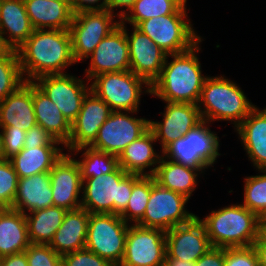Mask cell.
<instances>
[{
  "mask_svg": "<svg viewBox=\"0 0 266 266\" xmlns=\"http://www.w3.org/2000/svg\"><path fill=\"white\" fill-rule=\"evenodd\" d=\"M16 52L25 81L47 74H65L67 67L76 64L69 29H34Z\"/></svg>",
  "mask_w": 266,
  "mask_h": 266,
  "instance_id": "obj_1",
  "label": "cell"
},
{
  "mask_svg": "<svg viewBox=\"0 0 266 266\" xmlns=\"http://www.w3.org/2000/svg\"><path fill=\"white\" fill-rule=\"evenodd\" d=\"M202 38L189 50L167 54L160 76L151 84V94L164 102L198 104L205 79L197 54ZM197 53V54H196ZM171 57V62L167 59Z\"/></svg>",
  "mask_w": 266,
  "mask_h": 266,
  "instance_id": "obj_2",
  "label": "cell"
},
{
  "mask_svg": "<svg viewBox=\"0 0 266 266\" xmlns=\"http://www.w3.org/2000/svg\"><path fill=\"white\" fill-rule=\"evenodd\" d=\"M203 223L212 247H250L259 237V217L242 204L212 210Z\"/></svg>",
  "mask_w": 266,
  "mask_h": 266,
  "instance_id": "obj_3",
  "label": "cell"
},
{
  "mask_svg": "<svg viewBox=\"0 0 266 266\" xmlns=\"http://www.w3.org/2000/svg\"><path fill=\"white\" fill-rule=\"evenodd\" d=\"M197 106L203 121H231L236 129L256 105L237 83L220 75L205 79Z\"/></svg>",
  "mask_w": 266,
  "mask_h": 266,
  "instance_id": "obj_4",
  "label": "cell"
},
{
  "mask_svg": "<svg viewBox=\"0 0 266 266\" xmlns=\"http://www.w3.org/2000/svg\"><path fill=\"white\" fill-rule=\"evenodd\" d=\"M141 177L118 166L111 173L83 180L81 208L88 213L120 215L128 205L133 185Z\"/></svg>",
  "mask_w": 266,
  "mask_h": 266,
  "instance_id": "obj_5",
  "label": "cell"
},
{
  "mask_svg": "<svg viewBox=\"0 0 266 266\" xmlns=\"http://www.w3.org/2000/svg\"><path fill=\"white\" fill-rule=\"evenodd\" d=\"M186 5L183 3L173 14L141 21L135 27L167 54L189 50L202 37L193 28Z\"/></svg>",
  "mask_w": 266,
  "mask_h": 266,
  "instance_id": "obj_6",
  "label": "cell"
},
{
  "mask_svg": "<svg viewBox=\"0 0 266 266\" xmlns=\"http://www.w3.org/2000/svg\"><path fill=\"white\" fill-rule=\"evenodd\" d=\"M209 124L202 121L186 135L173 141L162 151L163 157L204 172L213 167L221 155L220 140L216 132L211 131Z\"/></svg>",
  "mask_w": 266,
  "mask_h": 266,
  "instance_id": "obj_7",
  "label": "cell"
},
{
  "mask_svg": "<svg viewBox=\"0 0 266 266\" xmlns=\"http://www.w3.org/2000/svg\"><path fill=\"white\" fill-rule=\"evenodd\" d=\"M90 83L91 91L112 111L138 112L142 93L151 94V85L130 70L100 74Z\"/></svg>",
  "mask_w": 266,
  "mask_h": 266,
  "instance_id": "obj_8",
  "label": "cell"
},
{
  "mask_svg": "<svg viewBox=\"0 0 266 266\" xmlns=\"http://www.w3.org/2000/svg\"><path fill=\"white\" fill-rule=\"evenodd\" d=\"M118 214L89 213L85 248L119 266L125 252L129 228Z\"/></svg>",
  "mask_w": 266,
  "mask_h": 266,
  "instance_id": "obj_9",
  "label": "cell"
},
{
  "mask_svg": "<svg viewBox=\"0 0 266 266\" xmlns=\"http://www.w3.org/2000/svg\"><path fill=\"white\" fill-rule=\"evenodd\" d=\"M117 13L109 9L74 13L69 32L76 63L85 62L102 39L119 25L120 19H115Z\"/></svg>",
  "mask_w": 266,
  "mask_h": 266,
  "instance_id": "obj_10",
  "label": "cell"
},
{
  "mask_svg": "<svg viewBox=\"0 0 266 266\" xmlns=\"http://www.w3.org/2000/svg\"><path fill=\"white\" fill-rule=\"evenodd\" d=\"M188 201L184 195L154 182L143 218L137 224L164 231L186 224L196 216L187 211L185 205Z\"/></svg>",
  "mask_w": 266,
  "mask_h": 266,
  "instance_id": "obj_11",
  "label": "cell"
},
{
  "mask_svg": "<svg viewBox=\"0 0 266 266\" xmlns=\"http://www.w3.org/2000/svg\"><path fill=\"white\" fill-rule=\"evenodd\" d=\"M130 113L133 115L137 112L112 111L90 147L118 157L131 142L149 130V119L136 118Z\"/></svg>",
  "mask_w": 266,
  "mask_h": 266,
  "instance_id": "obj_12",
  "label": "cell"
},
{
  "mask_svg": "<svg viewBox=\"0 0 266 266\" xmlns=\"http://www.w3.org/2000/svg\"><path fill=\"white\" fill-rule=\"evenodd\" d=\"M166 231L130 224L119 266H164Z\"/></svg>",
  "mask_w": 266,
  "mask_h": 266,
  "instance_id": "obj_13",
  "label": "cell"
},
{
  "mask_svg": "<svg viewBox=\"0 0 266 266\" xmlns=\"http://www.w3.org/2000/svg\"><path fill=\"white\" fill-rule=\"evenodd\" d=\"M32 82L56 104L70 124L76 119L85 96L91 91L89 81L86 83L68 73L47 74Z\"/></svg>",
  "mask_w": 266,
  "mask_h": 266,
  "instance_id": "obj_14",
  "label": "cell"
},
{
  "mask_svg": "<svg viewBox=\"0 0 266 266\" xmlns=\"http://www.w3.org/2000/svg\"><path fill=\"white\" fill-rule=\"evenodd\" d=\"M88 58L91 60L88 69H85V76L89 81L100 74L129 71L130 56L125 24L119 23Z\"/></svg>",
  "mask_w": 266,
  "mask_h": 266,
  "instance_id": "obj_15",
  "label": "cell"
},
{
  "mask_svg": "<svg viewBox=\"0 0 266 266\" xmlns=\"http://www.w3.org/2000/svg\"><path fill=\"white\" fill-rule=\"evenodd\" d=\"M162 121H149V129L160 143L162 151L173 141L186 135L203 120L196 104L165 102Z\"/></svg>",
  "mask_w": 266,
  "mask_h": 266,
  "instance_id": "obj_16",
  "label": "cell"
},
{
  "mask_svg": "<svg viewBox=\"0 0 266 266\" xmlns=\"http://www.w3.org/2000/svg\"><path fill=\"white\" fill-rule=\"evenodd\" d=\"M75 158L69 153H64L49 172L53 206L67 211L81 208V171Z\"/></svg>",
  "mask_w": 266,
  "mask_h": 266,
  "instance_id": "obj_17",
  "label": "cell"
},
{
  "mask_svg": "<svg viewBox=\"0 0 266 266\" xmlns=\"http://www.w3.org/2000/svg\"><path fill=\"white\" fill-rule=\"evenodd\" d=\"M211 247L205 227L197 215L190 222L166 231V255L169 258L196 262Z\"/></svg>",
  "mask_w": 266,
  "mask_h": 266,
  "instance_id": "obj_18",
  "label": "cell"
},
{
  "mask_svg": "<svg viewBox=\"0 0 266 266\" xmlns=\"http://www.w3.org/2000/svg\"><path fill=\"white\" fill-rule=\"evenodd\" d=\"M126 28L125 24L130 71L151 85L160 76L167 53L135 26H132L133 31L130 35Z\"/></svg>",
  "mask_w": 266,
  "mask_h": 266,
  "instance_id": "obj_19",
  "label": "cell"
},
{
  "mask_svg": "<svg viewBox=\"0 0 266 266\" xmlns=\"http://www.w3.org/2000/svg\"><path fill=\"white\" fill-rule=\"evenodd\" d=\"M111 112L109 105L90 91L83 100L79 114L71 123L70 139L64 148L70 152L82 146H90Z\"/></svg>",
  "mask_w": 266,
  "mask_h": 266,
  "instance_id": "obj_20",
  "label": "cell"
},
{
  "mask_svg": "<svg viewBox=\"0 0 266 266\" xmlns=\"http://www.w3.org/2000/svg\"><path fill=\"white\" fill-rule=\"evenodd\" d=\"M33 31L23 0H0V37L7 49H18Z\"/></svg>",
  "mask_w": 266,
  "mask_h": 266,
  "instance_id": "obj_21",
  "label": "cell"
},
{
  "mask_svg": "<svg viewBox=\"0 0 266 266\" xmlns=\"http://www.w3.org/2000/svg\"><path fill=\"white\" fill-rule=\"evenodd\" d=\"M256 170H266V107H254L235 129Z\"/></svg>",
  "mask_w": 266,
  "mask_h": 266,
  "instance_id": "obj_22",
  "label": "cell"
},
{
  "mask_svg": "<svg viewBox=\"0 0 266 266\" xmlns=\"http://www.w3.org/2000/svg\"><path fill=\"white\" fill-rule=\"evenodd\" d=\"M37 125L32 99V81H25L0 102V127L15 126L27 132Z\"/></svg>",
  "mask_w": 266,
  "mask_h": 266,
  "instance_id": "obj_23",
  "label": "cell"
},
{
  "mask_svg": "<svg viewBox=\"0 0 266 266\" xmlns=\"http://www.w3.org/2000/svg\"><path fill=\"white\" fill-rule=\"evenodd\" d=\"M155 142H157V140L155 139L153 132L149 129L137 140L131 142L121 152L118 156L119 166L125 172L131 174L153 176L160 159L163 156L155 151L153 147ZM146 169H149V171Z\"/></svg>",
  "mask_w": 266,
  "mask_h": 266,
  "instance_id": "obj_24",
  "label": "cell"
},
{
  "mask_svg": "<svg viewBox=\"0 0 266 266\" xmlns=\"http://www.w3.org/2000/svg\"><path fill=\"white\" fill-rule=\"evenodd\" d=\"M53 206V192L49 173L19 178L12 209L23 214Z\"/></svg>",
  "mask_w": 266,
  "mask_h": 266,
  "instance_id": "obj_25",
  "label": "cell"
},
{
  "mask_svg": "<svg viewBox=\"0 0 266 266\" xmlns=\"http://www.w3.org/2000/svg\"><path fill=\"white\" fill-rule=\"evenodd\" d=\"M24 2L34 29H69L74 15L71 1L25 0Z\"/></svg>",
  "mask_w": 266,
  "mask_h": 266,
  "instance_id": "obj_26",
  "label": "cell"
},
{
  "mask_svg": "<svg viewBox=\"0 0 266 266\" xmlns=\"http://www.w3.org/2000/svg\"><path fill=\"white\" fill-rule=\"evenodd\" d=\"M89 213L79 208L67 211L50 247L60 256L85 248Z\"/></svg>",
  "mask_w": 266,
  "mask_h": 266,
  "instance_id": "obj_27",
  "label": "cell"
},
{
  "mask_svg": "<svg viewBox=\"0 0 266 266\" xmlns=\"http://www.w3.org/2000/svg\"><path fill=\"white\" fill-rule=\"evenodd\" d=\"M32 99L37 125L43 127L64 148L70 139L71 124L56 104L33 82Z\"/></svg>",
  "mask_w": 266,
  "mask_h": 266,
  "instance_id": "obj_28",
  "label": "cell"
},
{
  "mask_svg": "<svg viewBox=\"0 0 266 266\" xmlns=\"http://www.w3.org/2000/svg\"><path fill=\"white\" fill-rule=\"evenodd\" d=\"M63 150L60 146H24L9 160L18 177L25 178L39 173H49L64 154Z\"/></svg>",
  "mask_w": 266,
  "mask_h": 266,
  "instance_id": "obj_29",
  "label": "cell"
},
{
  "mask_svg": "<svg viewBox=\"0 0 266 266\" xmlns=\"http://www.w3.org/2000/svg\"><path fill=\"white\" fill-rule=\"evenodd\" d=\"M201 173H204L202 169L187 167L162 156L153 177L162 187L190 199L197 187V177Z\"/></svg>",
  "mask_w": 266,
  "mask_h": 266,
  "instance_id": "obj_30",
  "label": "cell"
},
{
  "mask_svg": "<svg viewBox=\"0 0 266 266\" xmlns=\"http://www.w3.org/2000/svg\"><path fill=\"white\" fill-rule=\"evenodd\" d=\"M30 244L25 214L5 208L0 213V258L24 252Z\"/></svg>",
  "mask_w": 266,
  "mask_h": 266,
  "instance_id": "obj_31",
  "label": "cell"
},
{
  "mask_svg": "<svg viewBox=\"0 0 266 266\" xmlns=\"http://www.w3.org/2000/svg\"><path fill=\"white\" fill-rule=\"evenodd\" d=\"M66 212L64 208L52 206L25 214L30 243L50 244Z\"/></svg>",
  "mask_w": 266,
  "mask_h": 266,
  "instance_id": "obj_32",
  "label": "cell"
},
{
  "mask_svg": "<svg viewBox=\"0 0 266 266\" xmlns=\"http://www.w3.org/2000/svg\"><path fill=\"white\" fill-rule=\"evenodd\" d=\"M82 151L81 159L76 160L80 167L82 181L87 178H96L111 173L119 166L117 156L98 151L90 146L76 148L70 151L69 154L76 156Z\"/></svg>",
  "mask_w": 266,
  "mask_h": 266,
  "instance_id": "obj_33",
  "label": "cell"
},
{
  "mask_svg": "<svg viewBox=\"0 0 266 266\" xmlns=\"http://www.w3.org/2000/svg\"><path fill=\"white\" fill-rule=\"evenodd\" d=\"M184 2L182 0H136L120 18V23L136 26L147 19L173 14Z\"/></svg>",
  "mask_w": 266,
  "mask_h": 266,
  "instance_id": "obj_34",
  "label": "cell"
},
{
  "mask_svg": "<svg viewBox=\"0 0 266 266\" xmlns=\"http://www.w3.org/2000/svg\"><path fill=\"white\" fill-rule=\"evenodd\" d=\"M24 83L17 52L7 49L0 55V102Z\"/></svg>",
  "mask_w": 266,
  "mask_h": 266,
  "instance_id": "obj_35",
  "label": "cell"
},
{
  "mask_svg": "<svg viewBox=\"0 0 266 266\" xmlns=\"http://www.w3.org/2000/svg\"><path fill=\"white\" fill-rule=\"evenodd\" d=\"M154 182L153 176H142L133 185L128 205L119 215L126 223L137 224L143 218Z\"/></svg>",
  "mask_w": 266,
  "mask_h": 266,
  "instance_id": "obj_36",
  "label": "cell"
},
{
  "mask_svg": "<svg viewBox=\"0 0 266 266\" xmlns=\"http://www.w3.org/2000/svg\"><path fill=\"white\" fill-rule=\"evenodd\" d=\"M260 175L244 178V199L242 205L259 218L266 212V170Z\"/></svg>",
  "mask_w": 266,
  "mask_h": 266,
  "instance_id": "obj_37",
  "label": "cell"
},
{
  "mask_svg": "<svg viewBox=\"0 0 266 266\" xmlns=\"http://www.w3.org/2000/svg\"><path fill=\"white\" fill-rule=\"evenodd\" d=\"M19 177L10 160L0 161V203L11 208L16 196Z\"/></svg>",
  "mask_w": 266,
  "mask_h": 266,
  "instance_id": "obj_38",
  "label": "cell"
},
{
  "mask_svg": "<svg viewBox=\"0 0 266 266\" xmlns=\"http://www.w3.org/2000/svg\"><path fill=\"white\" fill-rule=\"evenodd\" d=\"M28 266H62V256L49 244H30L25 250Z\"/></svg>",
  "mask_w": 266,
  "mask_h": 266,
  "instance_id": "obj_39",
  "label": "cell"
},
{
  "mask_svg": "<svg viewBox=\"0 0 266 266\" xmlns=\"http://www.w3.org/2000/svg\"><path fill=\"white\" fill-rule=\"evenodd\" d=\"M5 159H11L25 146L26 132L18 127H0Z\"/></svg>",
  "mask_w": 266,
  "mask_h": 266,
  "instance_id": "obj_40",
  "label": "cell"
},
{
  "mask_svg": "<svg viewBox=\"0 0 266 266\" xmlns=\"http://www.w3.org/2000/svg\"><path fill=\"white\" fill-rule=\"evenodd\" d=\"M62 266H113L87 248L79 249L62 256Z\"/></svg>",
  "mask_w": 266,
  "mask_h": 266,
  "instance_id": "obj_41",
  "label": "cell"
},
{
  "mask_svg": "<svg viewBox=\"0 0 266 266\" xmlns=\"http://www.w3.org/2000/svg\"><path fill=\"white\" fill-rule=\"evenodd\" d=\"M258 258L252 246L225 248L224 266H258Z\"/></svg>",
  "mask_w": 266,
  "mask_h": 266,
  "instance_id": "obj_42",
  "label": "cell"
},
{
  "mask_svg": "<svg viewBox=\"0 0 266 266\" xmlns=\"http://www.w3.org/2000/svg\"><path fill=\"white\" fill-rule=\"evenodd\" d=\"M25 146H58L61 143L54 138L40 125H35L26 132Z\"/></svg>",
  "mask_w": 266,
  "mask_h": 266,
  "instance_id": "obj_43",
  "label": "cell"
},
{
  "mask_svg": "<svg viewBox=\"0 0 266 266\" xmlns=\"http://www.w3.org/2000/svg\"><path fill=\"white\" fill-rule=\"evenodd\" d=\"M225 248L211 247L196 262L195 266H224Z\"/></svg>",
  "mask_w": 266,
  "mask_h": 266,
  "instance_id": "obj_44",
  "label": "cell"
},
{
  "mask_svg": "<svg viewBox=\"0 0 266 266\" xmlns=\"http://www.w3.org/2000/svg\"><path fill=\"white\" fill-rule=\"evenodd\" d=\"M71 7L74 13L80 11L106 10L107 0H71Z\"/></svg>",
  "mask_w": 266,
  "mask_h": 266,
  "instance_id": "obj_45",
  "label": "cell"
},
{
  "mask_svg": "<svg viewBox=\"0 0 266 266\" xmlns=\"http://www.w3.org/2000/svg\"><path fill=\"white\" fill-rule=\"evenodd\" d=\"M0 266H28L26 252H19L0 258Z\"/></svg>",
  "mask_w": 266,
  "mask_h": 266,
  "instance_id": "obj_46",
  "label": "cell"
},
{
  "mask_svg": "<svg viewBox=\"0 0 266 266\" xmlns=\"http://www.w3.org/2000/svg\"><path fill=\"white\" fill-rule=\"evenodd\" d=\"M136 0H108L107 1V9H109L112 13L116 10V8H126L125 10H120L117 13L118 19H120L125 13L129 11V9L133 6Z\"/></svg>",
  "mask_w": 266,
  "mask_h": 266,
  "instance_id": "obj_47",
  "label": "cell"
},
{
  "mask_svg": "<svg viewBox=\"0 0 266 266\" xmlns=\"http://www.w3.org/2000/svg\"><path fill=\"white\" fill-rule=\"evenodd\" d=\"M252 247L254 248L259 264L266 265V241L260 236L253 242Z\"/></svg>",
  "mask_w": 266,
  "mask_h": 266,
  "instance_id": "obj_48",
  "label": "cell"
},
{
  "mask_svg": "<svg viewBox=\"0 0 266 266\" xmlns=\"http://www.w3.org/2000/svg\"><path fill=\"white\" fill-rule=\"evenodd\" d=\"M164 266H195V262H187L177 258H169L166 255Z\"/></svg>",
  "mask_w": 266,
  "mask_h": 266,
  "instance_id": "obj_49",
  "label": "cell"
},
{
  "mask_svg": "<svg viewBox=\"0 0 266 266\" xmlns=\"http://www.w3.org/2000/svg\"><path fill=\"white\" fill-rule=\"evenodd\" d=\"M259 236L266 241V222H259Z\"/></svg>",
  "mask_w": 266,
  "mask_h": 266,
  "instance_id": "obj_50",
  "label": "cell"
},
{
  "mask_svg": "<svg viewBox=\"0 0 266 266\" xmlns=\"http://www.w3.org/2000/svg\"><path fill=\"white\" fill-rule=\"evenodd\" d=\"M3 160H5V155H4V147H3L2 135H1V132H0V161H3Z\"/></svg>",
  "mask_w": 266,
  "mask_h": 266,
  "instance_id": "obj_51",
  "label": "cell"
},
{
  "mask_svg": "<svg viewBox=\"0 0 266 266\" xmlns=\"http://www.w3.org/2000/svg\"><path fill=\"white\" fill-rule=\"evenodd\" d=\"M7 50V48L3 45L1 37H0V55L4 53Z\"/></svg>",
  "mask_w": 266,
  "mask_h": 266,
  "instance_id": "obj_52",
  "label": "cell"
},
{
  "mask_svg": "<svg viewBox=\"0 0 266 266\" xmlns=\"http://www.w3.org/2000/svg\"><path fill=\"white\" fill-rule=\"evenodd\" d=\"M259 222H266V212L260 217Z\"/></svg>",
  "mask_w": 266,
  "mask_h": 266,
  "instance_id": "obj_53",
  "label": "cell"
},
{
  "mask_svg": "<svg viewBox=\"0 0 266 266\" xmlns=\"http://www.w3.org/2000/svg\"><path fill=\"white\" fill-rule=\"evenodd\" d=\"M6 207L2 204V203H0V213L5 209Z\"/></svg>",
  "mask_w": 266,
  "mask_h": 266,
  "instance_id": "obj_54",
  "label": "cell"
},
{
  "mask_svg": "<svg viewBox=\"0 0 266 266\" xmlns=\"http://www.w3.org/2000/svg\"><path fill=\"white\" fill-rule=\"evenodd\" d=\"M23 1H25V0H23ZM52 1H54V0H52ZM55 1H71V0H55Z\"/></svg>",
  "mask_w": 266,
  "mask_h": 266,
  "instance_id": "obj_55",
  "label": "cell"
}]
</instances>
